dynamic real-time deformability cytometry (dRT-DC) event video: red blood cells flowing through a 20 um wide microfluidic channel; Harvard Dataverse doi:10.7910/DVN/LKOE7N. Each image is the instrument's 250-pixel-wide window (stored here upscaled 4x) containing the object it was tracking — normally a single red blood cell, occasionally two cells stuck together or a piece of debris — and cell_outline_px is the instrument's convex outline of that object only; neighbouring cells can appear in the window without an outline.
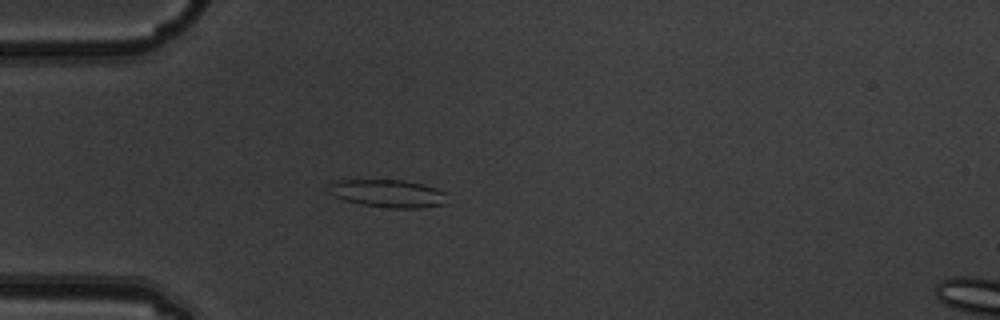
{"species": "common noctule bat (a hibernating species)", "species_latin": "Nyctalus noctula", "temperature_condition": "warm", "stored_images_in_passage": 3, "camera_frame_rate_fps": 3000, "um_per_image_px": 0.085, "animal": {"sex": "male", "body_mass_g": 19.5, "forearm_length_mm": 54.6}, "frame": {"image": 1, "passage_image": 3, "time_ms": 0.667, "image_size_px": [1000, 320], "cell_outline_px": [[448, 204], [420, 208], [392, 208], [364, 204], [344, 200], [328, 192], [328, 184], [340, 180], [404, 180], [424, 184], [436, 188], [444, 192]], "centroid_in_image_um": [33.01, 16.44], "position_along_channel_um": 52.0, "area_um2": 19.13}}